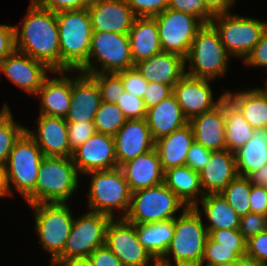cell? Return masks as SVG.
<instances>
[{
    "label": "cell",
    "instance_id": "cell-1",
    "mask_svg": "<svg viewBox=\"0 0 267 266\" xmlns=\"http://www.w3.org/2000/svg\"><path fill=\"white\" fill-rule=\"evenodd\" d=\"M22 27H15V48L45 63L53 73L60 71V38L56 13L40 7L34 0Z\"/></svg>",
    "mask_w": 267,
    "mask_h": 266
},
{
    "label": "cell",
    "instance_id": "cell-2",
    "mask_svg": "<svg viewBox=\"0 0 267 266\" xmlns=\"http://www.w3.org/2000/svg\"><path fill=\"white\" fill-rule=\"evenodd\" d=\"M207 239L202 214L194 207H187L174 219V237L158 263L163 266H201ZM167 255H173L174 265Z\"/></svg>",
    "mask_w": 267,
    "mask_h": 266
},
{
    "label": "cell",
    "instance_id": "cell-3",
    "mask_svg": "<svg viewBox=\"0 0 267 266\" xmlns=\"http://www.w3.org/2000/svg\"><path fill=\"white\" fill-rule=\"evenodd\" d=\"M60 38V71H79L88 61L93 29L86 9L56 13Z\"/></svg>",
    "mask_w": 267,
    "mask_h": 266
},
{
    "label": "cell",
    "instance_id": "cell-4",
    "mask_svg": "<svg viewBox=\"0 0 267 266\" xmlns=\"http://www.w3.org/2000/svg\"><path fill=\"white\" fill-rule=\"evenodd\" d=\"M78 173L71 157L44 156L35 189L25 200L29 205L68 202L79 187Z\"/></svg>",
    "mask_w": 267,
    "mask_h": 266
},
{
    "label": "cell",
    "instance_id": "cell-5",
    "mask_svg": "<svg viewBox=\"0 0 267 266\" xmlns=\"http://www.w3.org/2000/svg\"><path fill=\"white\" fill-rule=\"evenodd\" d=\"M230 58L214 26L211 23L204 24L196 33L185 57V63L189 62L190 67L185 73L202 79L222 78Z\"/></svg>",
    "mask_w": 267,
    "mask_h": 266
},
{
    "label": "cell",
    "instance_id": "cell-6",
    "mask_svg": "<svg viewBox=\"0 0 267 266\" xmlns=\"http://www.w3.org/2000/svg\"><path fill=\"white\" fill-rule=\"evenodd\" d=\"M84 175L91 176L89 211L102 213L114 219L116 209L123 212L120 218H124L130 206L131 191L120 167L90 171Z\"/></svg>",
    "mask_w": 267,
    "mask_h": 266
},
{
    "label": "cell",
    "instance_id": "cell-7",
    "mask_svg": "<svg viewBox=\"0 0 267 266\" xmlns=\"http://www.w3.org/2000/svg\"><path fill=\"white\" fill-rule=\"evenodd\" d=\"M187 206L164 183L131 192L130 206L124 219L135 225L175 219L176 212Z\"/></svg>",
    "mask_w": 267,
    "mask_h": 266
},
{
    "label": "cell",
    "instance_id": "cell-8",
    "mask_svg": "<svg viewBox=\"0 0 267 266\" xmlns=\"http://www.w3.org/2000/svg\"><path fill=\"white\" fill-rule=\"evenodd\" d=\"M134 66L128 34L93 32L88 61L76 72L117 73Z\"/></svg>",
    "mask_w": 267,
    "mask_h": 266
},
{
    "label": "cell",
    "instance_id": "cell-9",
    "mask_svg": "<svg viewBox=\"0 0 267 266\" xmlns=\"http://www.w3.org/2000/svg\"><path fill=\"white\" fill-rule=\"evenodd\" d=\"M34 209L35 230L42 248L54 262L62 253L74 221L68 203H38Z\"/></svg>",
    "mask_w": 267,
    "mask_h": 266
},
{
    "label": "cell",
    "instance_id": "cell-10",
    "mask_svg": "<svg viewBox=\"0 0 267 266\" xmlns=\"http://www.w3.org/2000/svg\"><path fill=\"white\" fill-rule=\"evenodd\" d=\"M230 13L215 15L210 23L217 30L228 54L245 60L261 39L267 21Z\"/></svg>",
    "mask_w": 267,
    "mask_h": 266
},
{
    "label": "cell",
    "instance_id": "cell-11",
    "mask_svg": "<svg viewBox=\"0 0 267 266\" xmlns=\"http://www.w3.org/2000/svg\"><path fill=\"white\" fill-rule=\"evenodd\" d=\"M43 157L36 141L25 131L15 142L5 164L11 195L10 184L24 199L34 191Z\"/></svg>",
    "mask_w": 267,
    "mask_h": 266
},
{
    "label": "cell",
    "instance_id": "cell-12",
    "mask_svg": "<svg viewBox=\"0 0 267 266\" xmlns=\"http://www.w3.org/2000/svg\"><path fill=\"white\" fill-rule=\"evenodd\" d=\"M111 218L105 214L87 211L74 218L63 253L55 261L86 258L105 245L106 228Z\"/></svg>",
    "mask_w": 267,
    "mask_h": 266
},
{
    "label": "cell",
    "instance_id": "cell-13",
    "mask_svg": "<svg viewBox=\"0 0 267 266\" xmlns=\"http://www.w3.org/2000/svg\"><path fill=\"white\" fill-rule=\"evenodd\" d=\"M162 52L187 56L198 30L204 25L197 17L167 8L154 16Z\"/></svg>",
    "mask_w": 267,
    "mask_h": 266
},
{
    "label": "cell",
    "instance_id": "cell-14",
    "mask_svg": "<svg viewBox=\"0 0 267 266\" xmlns=\"http://www.w3.org/2000/svg\"><path fill=\"white\" fill-rule=\"evenodd\" d=\"M105 245L123 266H149L158 261L139 242L136 226L124 218L111 219L105 233Z\"/></svg>",
    "mask_w": 267,
    "mask_h": 266
},
{
    "label": "cell",
    "instance_id": "cell-15",
    "mask_svg": "<svg viewBox=\"0 0 267 266\" xmlns=\"http://www.w3.org/2000/svg\"><path fill=\"white\" fill-rule=\"evenodd\" d=\"M71 158L81 175L118 167L114 136L96 132L73 150Z\"/></svg>",
    "mask_w": 267,
    "mask_h": 266
},
{
    "label": "cell",
    "instance_id": "cell-16",
    "mask_svg": "<svg viewBox=\"0 0 267 266\" xmlns=\"http://www.w3.org/2000/svg\"><path fill=\"white\" fill-rule=\"evenodd\" d=\"M0 71L21 90L33 96L37 95L47 78V71L53 72L45 63L17 50L0 62Z\"/></svg>",
    "mask_w": 267,
    "mask_h": 266
},
{
    "label": "cell",
    "instance_id": "cell-17",
    "mask_svg": "<svg viewBox=\"0 0 267 266\" xmlns=\"http://www.w3.org/2000/svg\"><path fill=\"white\" fill-rule=\"evenodd\" d=\"M210 79L184 75L173 87V94L183 114L190 121L193 117L216 107L225 97V92L214 102Z\"/></svg>",
    "mask_w": 267,
    "mask_h": 266
},
{
    "label": "cell",
    "instance_id": "cell-18",
    "mask_svg": "<svg viewBox=\"0 0 267 266\" xmlns=\"http://www.w3.org/2000/svg\"><path fill=\"white\" fill-rule=\"evenodd\" d=\"M87 10L93 32L128 34L136 18L126 0H94Z\"/></svg>",
    "mask_w": 267,
    "mask_h": 266
},
{
    "label": "cell",
    "instance_id": "cell-19",
    "mask_svg": "<svg viewBox=\"0 0 267 266\" xmlns=\"http://www.w3.org/2000/svg\"><path fill=\"white\" fill-rule=\"evenodd\" d=\"M114 140L118 167L155 148L146 118L128 119L114 135Z\"/></svg>",
    "mask_w": 267,
    "mask_h": 266
},
{
    "label": "cell",
    "instance_id": "cell-20",
    "mask_svg": "<svg viewBox=\"0 0 267 266\" xmlns=\"http://www.w3.org/2000/svg\"><path fill=\"white\" fill-rule=\"evenodd\" d=\"M76 76L72 77L71 106L65 120L80 124L93 122L102 102L99 87L88 74L80 72Z\"/></svg>",
    "mask_w": 267,
    "mask_h": 266
},
{
    "label": "cell",
    "instance_id": "cell-21",
    "mask_svg": "<svg viewBox=\"0 0 267 266\" xmlns=\"http://www.w3.org/2000/svg\"><path fill=\"white\" fill-rule=\"evenodd\" d=\"M36 124L38 129L26 128V132L36 141L44 156H72L65 118L39 115Z\"/></svg>",
    "mask_w": 267,
    "mask_h": 266
},
{
    "label": "cell",
    "instance_id": "cell-22",
    "mask_svg": "<svg viewBox=\"0 0 267 266\" xmlns=\"http://www.w3.org/2000/svg\"><path fill=\"white\" fill-rule=\"evenodd\" d=\"M189 124L192 126L194 140L197 143L211 151L225 150V97L213 109L193 117Z\"/></svg>",
    "mask_w": 267,
    "mask_h": 266
},
{
    "label": "cell",
    "instance_id": "cell-23",
    "mask_svg": "<svg viewBox=\"0 0 267 266\" xmlns=\"http://www.w3.org/2000/svg\"><path fill=\"white\" fill-rule=\"evenodd\" d=\"M131 192L164 183V171L156 149L120 166Z\"/></svg>",
    "mask_w": 267,
    "mask_h": 266
},
{
    "label": "cell",
    "instance_id": "cell-24",
    "mask_svg": "<svg viewBox=\"0 0 267 266\" xmlns=\"http://www.w3.org/2000/svg\"><path fill=\"white\" fill-rule=\"evenodd\" d=\"M140 74L150 82L167 84L172 88L186 74L185 58L171 52H160L135 64Z\"/></svg>",
    "mask_w": 267,
    "mask_h": 266
},
{
    "label": "cell",
    "instance_id": "cell-25",
    "mask_svg": "<svg viewBox=\"0 0 267 266\" xmlns=\"http://www.w3.org/2000/svg\"><path fill=\"white\" fill-rule=\"evenodd\" d=\"M60 75L46 78L38 90L40 98V115L65 118L71 106L72 78L66 77V71H55Z\"/></svg>",
    "mask_w": 267,
    "mask_h": 266
},
{
    "label": "cell",
    "instance_id": "cell-26",
    "mask_svg": "<svg viewBox=\"0 0 267 266\" xmlns=\"http://www.w3.org/2000/svg\"><path fill=\"white\" fill-rule=\"evenodd\" d=\"M199 174L204 195L221 193L238 176L234 152L212 151L209 162Z\"/></svg>",
    "mask_w": 267,
    "mask_h": 266
},
{
    "label": "cell",
    "instance_id": "cell-27",
    "mask_svg": "<svg viewBox=\"0 0 267 266\" xmlns=\"http://www.w3.org/2000/svg\"><path fill=\"white\" fill-rule=\"evenodd\" d=\"M146 120L154 141L189 124L173 93L156 106L149 108Z\"/></svg>",
    "mask_w": 267,
    "mask_h": 266
},
{
    "label": "cell",
    "instance_id": "cell-28",
    "mask_svg": "<svg viewBox=\"0 0 267 266\" xmlns=\"http://www.w3.org/2000/svg\"><path fill=\"white\" fill-rule=\"evenodd\" d=\"M194 141V132L190 124L156 140L155 149L163 171L186 165L187 154Z\"/></svg>",
    "mask_w": 267,
    "mask_h": 266
},
{
    "label": "cell",
    "instance_id": "cell-29",
    "mask_svg": "<svg viewBox=\"0 0 267 266\" xmlns=\"http://www.w3.org/2000/svg\"><path fill=\"white\" fill-rule=\"evenodd\" d=\"M134 65L162 52L154 17H136L128 33Z\"/></svg>",
    "mask_w": 267,
    "mask_h": 266
},
{
    "label": "cell",
    "instance_id": "cell-30",
    "mask_svg": "<svg viewBox=\"0 0 267 266\" xmlns=\"http://www.w3.org/2000/svg\"><path fill=\"white\" fill-rule=\"evenodd\" d=\"M225 96L239 109L253 129H267V87L230 92Z\"/></svg>",
    "mask_w": 267,
    "mask_h": 266
},
{
    "label": "cell",
    "instance_id": "cell-31",
    "mask_svg": "<svg viewBox=\"0 0 267 266\" xmlns=\"http://www.w3.org/2000/svg\"><path fill=\"white\" fill-rule=\"evenodd\" d=\"M164 184L170 188L187 207H194L200 195L204 196L199 172L184 165L164 171ZM197 197V198H196Z\"/></svg>",
    "mask_w": 267,
    "mask_h": 266
},
{
    "label": "cell",
    "instance_id": "cell-32",
    "mask_svg": "<svg viewBox=\"0 0 267 266\" xmlns=\"http://www.w3.org/2000/svg\"><path fill=\"white\" fill-rule=\"evenodd\" d=\"M201 199L203 209H199V203L194 208L197 212L205 213L208 219L207 232L212 230L238 229L240 216L231 208L227 201L219 194H205Z\"/></svg>",
    "mask_w": 267,
    "mask_h": 266
},
{
    "label": "cell",
    "instance_id": "cell-33",
    "mask_svg": "<svg viewBox=\"0 0 267 266\" xmlns=\"http://www.w3.org/2000/svg\"><path fill=\"white\" fill-rule=\"evenodd\" d=\"M235 154L239 176H248L267 164V129H254L251 139Z\"/></svg>",
    "mask_w": 267,
    "mask_h": 266
},
{
    "label": "cell",
    "instance_id": "cell-34",
    "mask_svg": "<svg viewBox=\"0 0 267 266\" xmlns=\"http://www.w3.org/2000/svg\"><path fill=\"white\" fill-rule=\"evenodd\" d=\"M135 226L139 242L159 261L167 252L174 237V219Z\"/></svg>",
    "mask_w": 267,
    "mask_h": 266
},
{
    "label": "cell",
    "instance_id": "cell-35",
    "mask_svg": "<svg viewBox=\"0 0 267 266\" xmlns=\"http://www.w3.org/2000/svg\"><path fill=\"white\" fill-rule=\"evenodd\" d=\"M226 149L236 152L252 137L253 127L239 109L225 96Z\"/></svg>",
    "mask_w": 267,
    "mask_h": 266
},
{
    "label": "cell",
    "instance_id": "cell-36",
    "mask_svg": "<svg viewBox=\"0 0 267 266\" xmlns=\"http://www.w3.org/2000/svg\"><path fill=\"white\" fill-rule=\"evenodd\" d=\"M26 128L14 121L9 106L4 103L0 111V164H6L15 142Z\"/></svg>",
    "mask_w": 267,
    "mask_h": 266
},
{
    "label": "cell",
    "instance_id": "cell-37",
    "mask_svg": "<svg viewBox=\"0 0 267 266\" xmlns=\"http://www.w3.org/2000/svg\"><path fill=\"white\" fill-rule=\"evenodd\" d=\"M251 187L246 176L238 175L220 193L240 217L250 212Z\"/></svg>",
    "mask_w": 267,
    "mask_h": 266
},
{
    "label": "cell",
    "instance_id": "cell-38",
    "mask_svg": "<svg viewBox=\"0 0 267 266\" xmlns=\"http://www.w3.org/2000/svg\"><path fill=\"white\" fill-rule=\"evenodd\" d=\"M126 121L127 118L117 104L101 102L93 122L96 132L114 136Z\"/></svg>",
    "mask_w": 267,
    "mask_h": 266
},
{
    "label": "cell",
    "instance_id": "cell-39",
    "mask_svg": "<svg viewBox=\"0 0 267 266\" xmlns=\"http://www.w3.org/2000/svg\"><path fill=\"white\" fill-rule=\"evenodd\" d=\"M90 76L99 87L102 102L117 104L125 91L121 77L117 73H96Z\"/></svg>",
    "mask_w": 267,
    "mask_h": 266
},
{
    "label": "cell",
    "instance_id": "cell-40",
    "mask_svg": "<svg viewBox=\"0 0 267 266\" xmlns=\"http://www.w3.org/2000/svg\"><path fill=\"white\" fill-rule=\"evenodd\" d=\"M231 261H246V259L235 252V246L219 245L208 236L201 266L205 264V266H214Z\"/></svg>",
    "mask_w": 267,
    "mask_h": 266
},
{
    "label": "cell",
    "instance_id": "cell-41",
    "mask_svg": "<svg viewBox=\"0 0 267 266\" xmlns=\"http://www.w3.org/2000/svg\"><path fill=\"white\" fill-rule=\"evenodd\" d=\"M168 8L193 15L203 24L210 23L215 17L204 0H168Z\"/></svg>",
    "mask_w": 267,
    "mask_h": 266
},
{
    "label": "cell",
    "instance_id": "cell-42",
    "mask_svg": "<svg viewBox=\"0 0 267 266\" xmlns=\"http://www.w3.org/2000/svg\"><path fill=\"white\" fill-rule=\"evenodd\" d=\"M208 236L219 245L235 246V252L243 259L247 253V241L238 229H219L208 232Z\"/></svg>",
    "mask_w": 267,
    "mask_h": 266
},
{
    "label": "cell",
    "instance_id": "cell-43",
    "mask_svg": "<svg viewBox=\"0 0 267 266\" xmlns=\"http://www.w3.org/2000/svg\"><path fill=\"white\" fill-rule=\"evenodd\" d=\"M245 259L249 264L257 266L267 263V231L260 232L247 241Z\"/></svg>",
    "mask_w": 267,
    "mask_h": 266
},
{
    "label": "cell",
    "instance_id": "cell-44",
    "mask_svg": "<svg viewBox=\"0 0 267 266\" xmlns=\"http://www.w3.org/2000/svg\"><path fill=\"white\" fill-rule=\"evenodd\" d=\"M239 232L246 241L260 232L267 231V216L249 212L245 216L240 217Z\"/></svg>",
    "mask_w": 267,
    "mask_h": 266
},
{
    "label": "cell",
    "instance_id": "cell-45",
    "mask_svg": "<svg viewBox=\"0 0 267 266\" xmlns=\"http://www.w3.org/2000/svg\"><path fill=\"white\" fill-rule=\"evenodd\" d=\"M117 74L123 81L125 91L143 99L146 94L148 80L140 74L135 66L119 71Z\"/></svg>",
    "mask_w": 267,
    "mask_h": 266
},
{
    "label": "cell",
    "instance_id": "cell-46",
    "mask_svg": "<svg viewBox=\"0 0 267 266\" xmlns=\"http://www.w3.org/2000/svg\"><path fill=\"white\" fill-rule=\"evenodd\" d=\"M117 106L122 110L125 117L128 119H144L147 115L142 98L132 95L128 91H124Z\"/></svg>",
    "mask_w": 267,
    "mask_h": 266
},
{
    "label": "cell",
    "instance_id": "cell-47",
    "mask_svg": "<svg viewBox=\"0 0 267 266\" xmlns=\"http://www.w3.org/2000/svg\"><path fill=\"white\" fill-rule=\"evenodd\" d=\"M136 17H154L168 8V0H126Z\"/></svg>",
    "mask_w": 267,
    "mask_h": 266
},
{
    "label": "cell",
    "instance_id": "cell-48",
    "mask_svg": "<svg viewBox=\"0 0 267 266\" xmlns=\"http://www.w3.org/2000/svg\"><path fill=\"white\" fill-rule=\"evenodd\" d=\"M69 146L73 151L96 133L94 122L67 123Z\"/></svg>",
    "mask_w": 267,
    "mask_h": 266
},
{
    "label": "cell",
    "instance_id": "cell-49",
    "mask_svg": "<svg viewBox=\"0 0 267 266\" xmlns=\"http://www.w3.org/2000/svg\"><path fill=\"white\" fill-rule=\"evenodd\" d=\"M211 152V150L194 141L187 154L186 166L193 171L200 172L209 162Z\"/></svg>",
    "mask_w": 267,
    "mask_h": 266
},
{
    "label": "cell",
    "instance_id": "cell-50",
    "mask_svg": "<svg viewBox=\"0 0 267 266\" xmlns=\"http://www.w3.org/2000/svg\"><path fill=\"white\" fill-rule=\"evenodd\" d=\"M40 7L54 13L86 9L94 0H34Z\"/></svg>",
    "mask_w": 267,
    "mask_h": 266
},
{
    "label": "cell",
    "instance_id": "cell-51",
    "mask_svg": "<svg viewBox=\"0 0 267 266\" xmlns=\"http://www.w3.org/2000/svg\"><path fill=\"white\" fill-rule=\"evenodd\" d=\"M173 93V88L167 84L148 81L146 94L143 97L145 108L156 106L163 99L167 98Z\"/></svg>",
    "mask_w": 267,
    "mask_h": 266
},
{
    "label": "cell",
    "instance_id": "cell-52",
    "mask_svg": "<svg viewBox=\"0 0 267 266\" xmlns=\"http://www.w3.org/2000/svg\"><path fill=\"white\" fill-rule=\"evenodd\" d=\"M247 67L267 68V25L259 42L244 60Z\"/></svg>",
    "mask_w": 267,
    "mask_h": 266
},
{
    "label": "cell",
    "instance_id": "cell-53",
    "mask_svg": "<svg viewBox=\"0 0 267 266\" xmlns=\"http://www.w3.org/2000/svg\"><path fill=\"white\" fill-rule=\"evenodd\" d=\"M15 50L14 25L0 24V62Z\"/></svg>",
    "mask_w": 267,
    "mask_h": 266
},
{
    "label": "cell",
    "instance_id": "cell-54",
    "mask_svg": "<svg viewBox=\"0 0 267 266\" xmlns=\"http://www.w3.org/2000/svg\"><path fill=\"white\" fill-rule=\"evenodd\" d=\"M88 258L93 266H123L120 259L106 245L96 248Z\"/></svg>",
    "mask_w": 267,
    "mask_h": 266
},
{
    "label": "cell",
    "instance_id": "cell-55",
    "mask_svg": "<svg viewBox=\"0 0 267 266\" xmlns=\"http://www.w3.org/2000/svg\"><path fill=\"white\" fill-rule=\"evenodd\" d=\"M250 212L267 216V193L263 186L252 185L250 194Z\"/></svg>",
    "mask_w": 267,
    "mask_h": 266
},
{
    "label": "cell",
    "instance_id": "cell-56",
    "mask_svg": "<svg viewBox=\"0 0 267 266\" xmlns=\"http://www.w3.org/2000/svg\"><path fill=\"white\" fill-rule=\"evenodd\" d=\"M208 9L214 14L229 13L236 0H204Z\"/></svg>",
    "mask_w": 267,
    "mask_h": 266
},
{
    "label": "cell",
    "instance_id": "cell-57",
    "mask_svg": "<svg viewBox=\"0 0 267 266\" xmlns=\"http://www.w3.org/2000/svg\"><path fill=\"white\" fill-rule=\"evenodd\" d=\"M247 178L252 185L264 186L267 183V164L250 173Z\"/></svg>",
    "mask_w": 267,
    "mask_h": 266
},
{
    "label": "cell",
    "instance_id": "cell-58",
    "mask_svg": "<svg viewBox=\"0 0 267 266\" xmlns=\"http://www.w3.org/2000/svg\"><path fill=\"white\" fill-rule=\"evenodd\" d=\"M11 195L6 165L0 164V198Z\"/></svg>",
    "mask_w": 267,
    "mask_h": 266
},
{
    "label": "cell",
    "instance_id": "cell-59",
    "mask_svg": "<svg viewBox=\"0 0 267 266\" xmlns=\"http://www.w3.org/2000/svg\"><path fill=\"white\" fill-rule=\"evenodd\" d=\"M51 266H93L88 257L51 262Z\"/></svg>",
    "mask_w": 267,
    "mask_h": 266
},
{
    "label": "cell",
    "instance_id": "cell-60",
    "mask_svg": "<svg viewBox=\"0 0 267 266\" xmlns=\"http://www.w3.org/2000/svg\"><path fill=\"white\" fill-rule=\"evenodd\" d=\"M247 263V261H231L222 264H217L214 266H245Z\"/></svg>",
    "mask_w": 267,
    "mask_h": 266
},
{
    "label": "cell",
    "instance_id": "cell-61",
    "mask_svg": "<svg viewBox=\"0 0 267 266\" xmlns=\"http://www.w3.org/2000/svg\"><path fill=\"white\" fill-rule=\"evenodd\" d=\"M245 266H257V265H253V264H249L247 263ZM259 266V265H258Z\"/></svg>",
    "mask_w": 267,
    "mask_h": 266
},
{
    "label": "cell",
    "instance_id": "cell-62",
    "mask_svg": "<svg viewBox=\"0 0 267 266\" xmlns=\"http://www.w3.org/2000/svg\"><path fill=\"white\" fill-rule=\"evenodd\" d=\"M263 187L265 188V191L267 193V183Z\"/></svg>",
    "mask_w": 267,
    "mask_h": 266
},
{
    "label": "cell",
    "instance_id": "cell-63",
    "mask_svg": "<svg viewBox=\"0 0 267 266\" xmlns=\"http://www.w3.org/2000/svg\"><path fill=\"white\" fill-rule=\"evenodd\" d=\"M154 266H163V265H161V264L157 263V264H156V265H154Z\"/></svg>",
    "mask_w": 267,
    "mask_h": 266
}]
</instances>
